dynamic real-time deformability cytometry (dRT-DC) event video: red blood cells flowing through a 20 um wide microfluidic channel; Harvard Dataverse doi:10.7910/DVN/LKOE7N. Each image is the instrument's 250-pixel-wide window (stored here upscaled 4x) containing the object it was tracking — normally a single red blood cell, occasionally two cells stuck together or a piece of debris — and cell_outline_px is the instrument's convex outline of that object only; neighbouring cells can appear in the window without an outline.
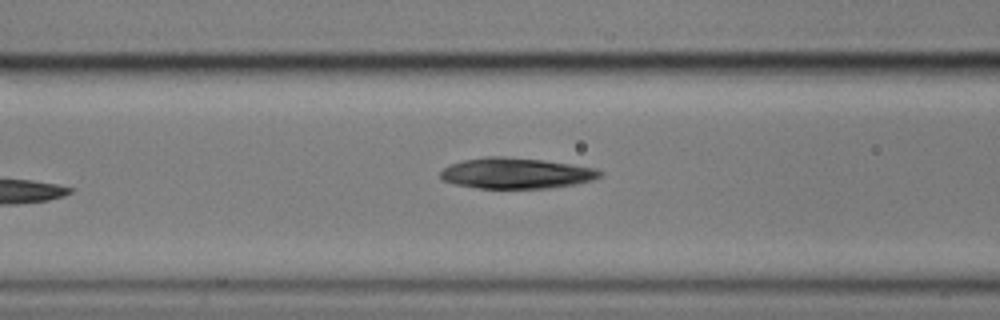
{"species": "common noctule bat (a hibernating species)", "species_latin": "Nyctalus noctula", "temperature_condition": "cold", "stored_images_in_passage": 8, "segment_of_instrument_passage": [2, 2], "camera_frame_rate_fps": 3000, "um_per_image_px": 0.085, "animal": {"sex": "male", "body_mass_g": 17.9}, "frame": {"image": 1, "passage_image": 8, "time_ms": 2.333, "image_size_px": [1000, 320], "cell_outline_px": [[604, 172], [600, 176], [592, 180], [576, 184], [548, 188], [480, 188], [456, 184], [444, 180], [440, 176], [440, 172], [448, 164], [464, 160], [488, 156], [504, 156], [544, 160], [596, 168]], "centroid_in_image_um": [43.88, 14.71], "position_along_channel_um": 122.7, "area_um2": 28.55}}